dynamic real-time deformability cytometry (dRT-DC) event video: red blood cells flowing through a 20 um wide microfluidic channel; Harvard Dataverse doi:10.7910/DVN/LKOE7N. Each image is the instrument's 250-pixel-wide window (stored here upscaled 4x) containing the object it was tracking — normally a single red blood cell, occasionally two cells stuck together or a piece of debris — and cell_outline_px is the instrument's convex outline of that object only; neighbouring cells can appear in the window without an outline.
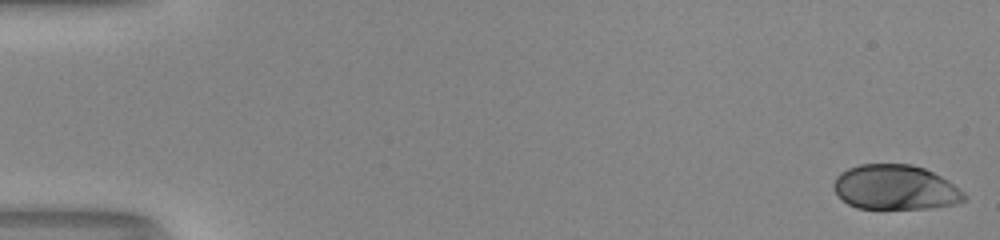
{"species": "human", "species_latin": "Homo sapiens", "temperature_condition": "room temperature", "stored_images_in_passage": 51, "camera_frame_rate_fps": 3000, "um_per_image_px": 0.085, "donor": {"sex": "male"}, "frame": {"image": 1, "passage_image": 1, "time_ms": 0.0, "image_size_px": [1000, 240], "cell_outline_px": [[968, 200], [956, 204], [928, 208], [856, 208], [848, 204], [836, 192], [832, 184], [836, 176], [840, 172], [848, 168], [860, 164], [912, 164], [924, 168], [948, 180], [964, 192], [968, 196]], "centroid_in_image_um": [76.12, 15.92], "position_along_channel_um": 8.9, "area_um2": 34.16}}
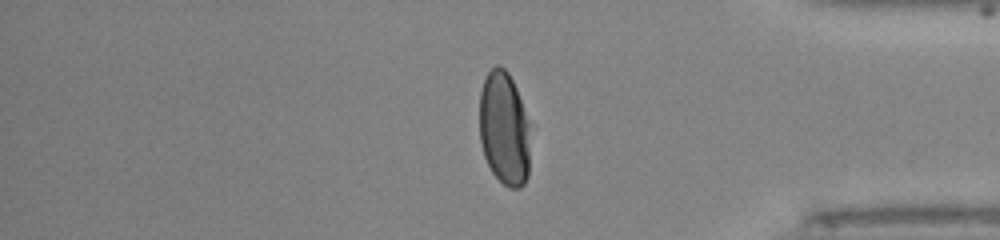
{"frame": {"image": 2, "passage_image": 43, "time_ms": 14.0, "image_size_px": [1000, 240], "cell_outline_px": [[528, 176], [524, 184], [520, 188], [508, 188], [492, 172], [484, 156], [480, 140], [480, 92], [484, 80], [488, 72], [496, 64], [500, 64], [508, 72], [516, 88], [528, 124]], "centroid_in_image_um": [42.83, 10.93], "position_along_channel_um": 392.4, "area_um2": 33.23}}
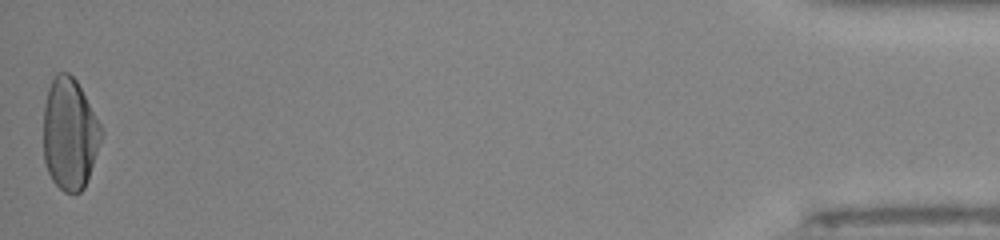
{"frame": {"image": 3, "passage_image": 51, "time_ms": 16.667, "image_size_px": [1000, 240], "cell_outline_px": [[104, 132], [84, 188], [80, 192], [64, 192], [52, 180], [48, 172], [44, 160], [44, 104], [48, 88], [56, 72], [68, 72], [76, 80], [100, 124]], "centroid_in_image_um": [5.91, 11.37], "position_along_channel_um": 429.3, "area_um2": 37.4}, "authors_computed_cell_mechanics": {"area_um2": 35.836, "velocity_mm_per_s": 4.1342, "shape_relaxation_time_tau1_ms": 3.9438, "shape_relaxation_time_tau2_ms": null, "deformation_change_tau1": 0.1945, "deformation_change_tau2": null}}